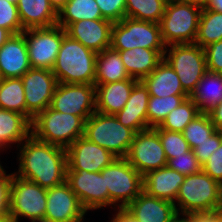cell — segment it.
Masks as SVG:
<instances>
[{
    "label": "cell",
    "instance_id": "52a82bcc",
    "mask_svg": "<svg viewBox=\"0 0 222 222\" xmlns=\"http://www.w3.org/2000/svg\"><path fill=\"white\" fill-rule=\"evenodd\" d=\"M101 174L108 189L109 206L117 203L118 209H124L143 191V176L126 158H116Z\"/></svg>",
    "mask_w": 222,
    "mask_h": 222
},
{
    "label": "cell",
    "instance_id": "d6a6232c",
    "mask_svg": "<svg viewBox=\"0 0 222 222\" xmlns=\"http://www.w3.org/2000/svg\"><path fill=\"white\" fill-rule=\"evenodd\" d=\"M168 0H126V17L160 23Z\"/></svg>",
    "mask_w": 222,
    "mask_h": 222
},
{
    "label": "cell",
    "instance_id": "f35d334b",
    "mask_svg": "<svg viewBox=\"0 0 222 222\" xmlns=\"http://www.w3.org/2000/svg\"><path fill=\"white\" fill-rule=\"evenodd\" d=\"M167 166L185 176L198 173L202 170V165L199 163L192 149L184 152V154L168 159Z\"/></svg>",
    "mask_w": 222,
    "mask_h": 222
},
{
    "label": "cell",
    "instance_id": "5bb4252c",
    "mask_svg": "<svg viewBox=\"0 0 222 222\" xmlns=\"http://www.w3.org/2000/svg\"><path fill=\"white\" fill-rule=\"evenodd\" d=\"M50 107L86 121L96 111L95 85L58 83Z\"/></svg>",
    "mask_w": 222,
    "mask_h": 222
},
{
    "label": "cell",
    "instance_id": "7c38bea8",
    "mask_svg": "<svg viewBox=\"0 0 222 222\" xmlns=\"http://www.w3.org/2000/svg\"><path fill=\"white\" fill-rule=\"evenodd\" d=\"M126 159L142 176L167 166L158 132L149 128L136 133Z\"/></svg>",
    "mask_w": 222,
    "mask_h": 222
},
{
    "label": "cell",
    "instance_id": "d4e9b609",
    "mask_svg": "<svg viewBox=\"0 0 222 222\" xmlns=\"http://www.w3.org/2000/svg\"><path fill=\"white\" fill-rule=\"evenodd\" d=\"M142 82L148 88L150 96L189 95L182 88L177 73L165 59Z\"/></svg>",
    "mask_w": 222,
    "mask_h": 222
},
{
    "label": "cell",
    "instance_id": "7402d4cb",
    "mask_svg": "<svg viewBox=\"0 0 222 222\" xmlns=\"http://www.w3.org/2000/svg\"><path fill=\"white\" fill-rule=\"evenodd\" d=\"M184 179L185 175L164 166L143 176V191L150 196L173 202L177 208L175 199Z\"/></svg>",
    "mask_w": 222,
    "mask_h": 222
},
{
    "label": "cell",
    "instance_id": "c3c4849f",
    "mask_svg": "<svg viewBox=\"0 0 222 222\" xmlns=\"http://www.w3.org/2000/svg\"><path fill=\"white\" fill-rule=\"evenodd\" d=\"M170 1L176 2V3L190 4V5L197 6L201 9H204L206 8L209 0H170Z\"/></svg>",
    "mask_w": 222,
    "mask_h": 222
},
{
    "label": "cell",
    "instance_id": "8992f818",
    "mask_svg": "<svg viewBox=\"0 0 222 222\" xmlns=\"http://www.w3.org/2000/svg\"><path fill=\"white\" fill-rule=\"evenodd\" d=\"M201 11L197 6L168 0L159 23L164 45L194 43Z\"/></svg>",
    "mask_w": 222,
    "mask_h": 222
},
{
    "label": "cell",
    "instance_id": "db71d44e",
    "mask_svg": "<svg viewBox=\"0 0 222 222\" xmlns=\"http://www.w3.org/2000/svg\"><path fill=\"white\" fill-rule=\"evenodd\" d=\"M218 212V221L222 222V205L216 209Z\"/></svg>",
    "mask_w": 222,
    "mask_h": 222
},
{
    "label": "cell",
    "instance_id": "bcb514c9",
    "mask_svg": "<svg viewBox=\"0 0 222 222\" xmlns=\"http://www.w3.org/2000/svg\"><path fill=\"white\" fill-rule=\"evenodd\" d=\"M208 115L216 127V130L222 132V102L209 111Z\"/></svg>",
    "mask_w": 222,
    "mask_h": 222
},
{
    "label": "cell",
    "instance_id": "e575fe53",
    "mask_svg": "<svg viewBox=\"0 0 222 222\" xmlns=\"http://www.w3.org/2000/svg\"><path fill=\"white\" fill-rule=\"evenodd\" d=\"M190 95H172L167 97L150 96L148 101V129L159 126L166 116L178 107Z\"/></svg>",
    "mask_w": 222,
    "mask_h": 222
},
{
    "label": "cell",
    "instance_id": "681fc988",
    "mask_svg": "<svg viewBox=\"0 0 222 222\" xmlns=\"http://www.w3.org/2000/svg\"><path fill=\"white\" fill-rule=\"evenodd\" d=\"M206 9L222 13V0H209Z\"/></svg>",
    "mask_w": 222,
    "mask_h": 222
},
{
    "label": "cell",
    "instance_id": "11a10c76",
    "mask_svg": "<svg viewBox=\"0 0 222 222\" xmlns=\"http://www.w3.org/2000/svg\"><path fill=\"white\" fill-rule=\"evenodd\" d=\"M0 222H12L10 216H0Z\"/></svg>",
    "mask_w": 222,
    "mask_h": 222
},
{
    "label": "cell",
    "instance_id": "e0dca14e",
    "mask_svg": "<svg viewBox=\"0 0 222 222\" xmlns=\"http://www.w3.org/2000/svg\"><path fill=\"white\" fill-rule=\"evenodd\" d=\"M67 170L101 172L117 157L105 148L87 140L84 136L76 139L67 149Z\"/></svg>",
    "mask_w": 222,
    "mask_h": 222
},
{
    "label": "cell",
    "instance_id": "816d5d0a",
    "mask_svg": "<svg viewBox=\"0 0 222 222\" xmlns=\"http://www.w3.org/2000/svg\"><path fill=\"white\" fill-rule=\"evenodd\" d=\"M12 34L2 27H0V48L10 38Z\"/></svg>",
    "mask_w": 222,
    "mask_h": 222
},
{
    "label": "cell",
    "instance_id": "4fadbf2b",
    "mask_svg": "<svg viewBox=\"0 0 222 222\" xmlns=\"http://www.w3.org/2000/svg\"><path fill=\"white\" fill-rule=\"evenodd\" d=\"M25 92L26 117L33 118L50 106L58 85L52 70L30 68L22 77Z\"/></svg>",
    "mask_w": 222,
    "mask_h": 222
},
{
    "label": "cell",
    "instance_id": "30bf717a",
    "mask_svg": "<svg viewBox=\"0 0 222 222\" xmlns=\"http://www.w3.org/2000/svg\"><path fill=\"white\" fill-rule=\"evenodd\" d=\"M47 189L13 173L10 189L9 216L12 222L29 218L31 222H43L46 212Z\"/></svg>",
    "mask_w": 222,
    "mask_h": 222
},
{
    "label": "cell",
    "instance_id": "4316f807",
    "mask_svg": "<svg viewBox=\"0 0 222 222\" xmlns=\"http://www.w3.org/2000/svg\"><path fill=\"white\" fill-rule=\"evenodd\" d=\"M31 135V121L24 115L0 109V150L10 144L21 143ZM20 143V144H19Z\"/></svg>",
    "mask_w": 222,
    "mask_h": 222
},
{
    "label": "cell",
    "instance_id": "f1b7e54d",
    "mask_svg": "<svg viewBox=\"0 0 222 222\" xmlns=\"http://www.w3.org/2000/svg\"><path fill=\"white\" fill-rule=\"evenodd\" d=\"M133 79L127 73L119 51L107 48L97 53L94 84H107Z\"/></svg>",
    "mask_w": 222,
    "mask_h": 222
},
{
    "label": "cell",
    "instance_id": "83f0119b",
    "mask_svg": "<svg viewBox=\"0 0 222 222\" xmlns=\"http://www.w3.org/2000/svg\"><path fill=\"white\" fill-rule=\"evenodd\" d=\"M200 113H208L222 102V74L207 71L189 96Z\"/></svg>",
    "mask_w": 222,
    "mask_h": 222
},
{
    "label": "cell",
    "instance_id": "7a4b0ae2",
    "mask_svg": "<svg viewBox=\"0 0 222 222\" xmlns=\"http://www.w3.org/2000/svg\"><path fill=\"white\" fill-rule=\"evenodd\" d=\"M96 60V52L66 34L52 72L58 83L94 85Z\"/></svg>",
    "mask_w": 222,
    "mask_h": 222
},
{
    "label": "cell",
    "instance_id": "f546056e",
    "mask_svg": "<svg viewBox=\"0 0 222 222\" xmlns=\"http://www.w3.org/2000/svg\"><path fill=\"white\" fill-rule=\"evenodd\" d=\"M95 19H103L95 0H68L58 12L57 25L66 29L71 23Z\"/></svg>",
    "mask_w": 222,
    "mask_h": 222
},
{
    "label": "cell",
    "instance_id": "d6986e66",
    "mask_svg": "<svg viewBox=\"0 0 222 222\" xmlns=\"http://www.w3.org/2000/svg\"><path fill=\"white\" fill-rule=\"evenodd\" d=\"M123 210L137 222H171L178 215L173 202L150 196L144 191Z\"/></svg>",
    "mask_w": 222,
    "mask_h": 222
},
{
    "label": "cell",
    "instance_id": "836d02e7",
    "mask_svg": "<svg viewBox=\"0 0 222 222\" xmlns=\"http://www.w3.org/2000/svg\"><path fill=\"white\" fill-rule=\"evenodd\" d=\"M200 114L199 108L190 98H186L178 107L172 110L163 122L154 129H165L172 132H183L184 128Z\"/></svg>",
    "mask_w": 222,
    "mask_h": 222
},
{
    "label": "cell",
    "instance_id": "8d00e7d4",
    "mask_svg": "<svg viewBox=\"0 0 222 222\" xmlns=\"http://www.w3.org/2000/svg\"><path fill=\"white\" fill-rule=\"evenodd\" d=\"M161 140L167 160L190 150L188 142L181 132L155 129Z\"/></svg>",
    "mask_w": 222,
    "mask_h": 222
},
{
    "label": "cell",
    "instance_id": "cb8c5ba5",
    "mask_svg": "<svg viewBox=\"0 0 222 222\" xmlns=\"http://www.w3.org/2000/svg\"><path fill=\"white\" fill-rule=\"evenodd\" d=\"M165 50L135 48L119 51V55L129 76L138 81L147 77L164 59Z\"/></svg>",
    "mask_w": 222,
    "mask_h": 222
},
{
    "label": "cell",
    "instance_id": "603a6c76",
    "mask_svg": "<svg viewBox=\"0 0 222 222\" xmlns=\"http://www.w3.org/2000/svg\"><path fill=\"white\" fill-rule=\"evenodd\" d=\"M137 82L136 79H126L107 84H94L96 111L108 115L120 112Z\"/></svg>",
    "mask_w": 222,
    "mask_h": 222
},
{
    "label": "cell",
    "instance_id": "ac0fdd59",
    "mask_svg": "<svg viewBox=\"0 0 222 222\" xmlns=\"http://www.w3.org/2000/svg\"><path fill=\"white\" fill-rule=\"evenodd\" d=\"M113 23L106 19L81 20L71 23L66 34L79 41L86 48L100 53L111 47V29Z\"/></svg>",
    "mask_w": 222,
    "mask_h": 222
},
{
    "label": "cell",
    "instance_id": "f5cc1de1",
    "mask_svg": "<svg viewBox=\"0 0 222 222\" xmlns=\"http://www.w3.org/2000/svg\"><path fill=\"white\" fill-rule=\"evenodd\" d=\"M181 216H184V217L180 218V214H178L171 222H191L189 217L186 214L181 215Z\"/></svg>",
    "mask_w": 222,
    "mask_h": 222
},
{
    "label": "cell",
    "instance_id": "7dc6e473",
    "mask_svg": "<svg viewBox=\"0 0 222 222\" xmlns=\"http://www.w3.org/2000/svg\"><path fill=\"white\" fill-rule=\"evenodd\" d=\"M110 222H137L123 209H118L114 218Z\"/></svg>",
    "mask_w": 222,
    "mask_h": 222
},
{
    "label": "cell",
    "instance_id": "9a60e30c",
    "mask_svg": "<svg viewBox=\"0 0 222 222\" xmlns=\"http://www.w3.org/2000/svg\"><path fill=\"white\" fill-rule=\"evenodd\" d=\"M66 182L86 211L109 205L108 189L101 172L67 170Z\"/></svg>",
    "mask_w": 222,
    "mask_h": 222
},
{
    "label": "cell",
    "instance_id": "ffe728a7",
    "mask_svg": "<svg viewBox=\"0 0 222 222\" xmlns=\"http://www.w3.org/2000/svg\"><path fill=\"white\" fill-rule=\"evenodd\" d=\"M31 68L24 33L11 35L0 48L2 79L21 78Z\"/></svg>",
    "mask_w": 222,
    "mask_h": 222
},
{
    "label": "cell",
    "instance_id": "277c9868",
    "mask_svg": "<svg viewBox=\"0 0 222 222\" xmlns=\"http://www.w3.org/2000/svg\"><path fill=\"white\" fill-rule=\"evenodd\" d=\"M176 201L178 214L214 211L222 205V185L201 170L185 176Z\"/></svg>",
    "mask_w": 222,
    "mask_h": 222
},
{
    "label": "cell",
    "instance_id": "ee69618b",
    "mask_svg": "<svg viewBox=\"0 0 222 222\" xmlns=\"http://www.w3.org/2000/svg\"><path fill=\"white\" fill-rule=\"evenodd\" d=\"M12 179L13 173L6 175V170L0 171V216H9Z\"/></svg>",
    "mask_w": 222,
    "mask_h": 222
},
{
    "label": "cell",
    "instance_id": "60d3db41",
    "mask_svg": "<svg viewBox=\"0 0 222 222\" xmlns=\"http://www.w3.org/2000/svg\"><path fill=\"white\" fill-rule=\"evenodd\" d=\"M222 132L216 131L206 141L200 143L196 148L192 149L199 163L203 165L211 154L221 145Z\"/></svg>",
    "mask_w": 222,
    "mask_h": 222
},
{
    "label": "cell",
    "instance_id": "8fae6325",
    "mask_svg": "<svg viewBox=\"0 0 222 222\" xmlns=\"http://www.w3.org/2000/svg\"><path fill=\"white\" fill-rule=\"evenodd\" d=\"M31 68L52 70L66 31L59 25L23 31ZM29 36V37H28Z\"/></svg>",
    "mask_w": 222,
    "mask_h": 222
},
{
    "label": "cell",
    "instance_id": "484cf974",
    "mask_svg": "<svg viewBox=\"0 0 222 222\" xmlns=\"http://www.w3.org/2000/svg\"><path fill=\"white\" fill-rule=\"evenodd\" d=\"M16 5L24 29L57 25L58 13L49 0H18Z\"/></svg>",
    "mask_w": 222,
    "mask_h": 222
},
{
    "label": "cell",
    "instance_id": "d590c367",
    "mask_svg": "<svg viewBox=\"0 0 222 222\" xmlns=\"http://www.w3.org/2000/svg\"><path fill=\"white\" fill-rule=\"evenodd\" d=\"M216 131L208 113H200L184 128L182 134L190 149H194Z\"/></svg>",
    "mask_w": 222,
    "mask_h": 222
},
{
    "label": "cell",
    "instance_id": "f6af8a7d",
    "mask_svg": "<svg viewBox=\"0 0 222 222\" xmlns=\"http://www.w3.org/2000/svg\"><path fill=\"white\" fill-rule=\"evenodd\" d=\"M191 222H219L218 212L214 211H203V212H191L186 214Z\"/></svg>",
    "mask_w": 222,
    "mask_h": 222
},
{
    "label": "cell",
    "instance_id": "9c48e42d",
    "mask_svg": "<svg viewBox=\"0 0 222 222\" xmlns=\"http://www.w3.org/2000/svg\"><path fill=\"white\" fill-rule=\"evenodd\" d=\"M169 47L170 50L165 48L164 59L177 73L182 88L191 95L207 72L205 50L195 43L173 44Z\"/></svg>",
    "mask_w": 222,
    "mask_h": 222
},
{
    "label": "cell",
    "instance_id": "9f6ffc18",
    "mask_svg": "<svg viewBox=\"0 0 222 222\" xmlns=\"http://www.w3.org/2000/svg\"><path fill=\"white\" fill-rule=\"evenodd\" d=\"M6 1L13 3V4H17V2H18V0H6Z\"/></svg>",
    "mask_w": 222,
    "mask_h": 222
},
{
    "label": "cell",
    "instance_id": "44dd1931",
    "mask_svg": "<svg viewBox=\"0 0 222 222\" xmlns=\"http://www.w3.org/2000/svg\"><path fill=\"white\" fill-rule=\"evenodd\" d=\"M150 94L142 81H138L124 106L115 114L117 120L136 133L148 129L147 109Z\"/></svg>",
    "mask_w": 222,
    "mask_h": 222
},
{
    "label": "cell",
    "instance_id": "74e56055",
    "mask_svg": "<svg viewBox=\"0 0 222 222\" xmlns=\"http://www.w3.org/2000/svg\"><path fill=\"white\" fill-rule=\"evenodd\" d=\"M0 27L7 29L12 35L25 30L22 27L16 4L0 0Z\"/></svg>",
    "mask_w": 222,
    "mask_h": 222
},
{
    "label": "cell",
    "instance_id": "f907efd6",
    "mask_svg": "<svg viewBox=\"0 0 222 222\" xmlns=\"http://www.w3.org/2000/svg\"><path fill=\"white\" fill-rule=\"evenodd\" d=\"M68 0H49L54 10L58 13Z\"/></svg>",
    "mask_w": 222,
    "mask_h": 222
},
{
    "label": "cell",
    "instance_id": "ba28073f",
    "mask_svg": "<svg viewBox=\"0 0 222 222\" xmlns=\"http://www.w3.org/2000/svg\"><path fill=\"white\" fill-rule=\"evenodd\" d=\"M111 48L116 51L135 48L165 50L166 46L158 23L124 17L112 25Z\"/></svg>",
    "mask_w": 222,
    "mask_h": 222
},
{
    "label": "cell",
    "instance_id": "3957f363",
    "mask_svg": "<svg viewBox=\"0 0 222 222\" xmlns=\"http://www.w3.org/2000/svg\"><path fill=\"white\" fill-rule=\"evenodd\" d=\"M85 121L77 115L61 113L50 106L31 122V134L38 140L67 149L84 135Z\"/></svg>",
    "mask_w": 222,
    "mask_h": 222
},
{
    "label": "cell",
    "instance_id": "1f68e13d",
    "mask_svg": "<svg viewBox=\"0 0 222 222\" xmlns=\"http://www.w3.org/2000/svg\"><path fill=\"white\" fill-rule=\"evenodd\" d=\"M0 109L15 111L26 116L25 92L21 78L1 79Z\"/></svg>",
    "mask_w": 222,
    "mask_h": 222
},
{
    "label": "cell",
    "instance_id": "2e32d148",
    "mask_svg": "<svg viewBox=\"0 0 222 222\" xmlns=\"http://www.w3.org/2000/svg\"><path fill=\"white\" fill-rule=\"evenodd\" d=\"M86 212L66 181L47 189L43 222H82Z\"/></svg>",
    "mask_w": 222,
    "mask_h": 222
},
{
    "label": "cell",
    "instance_id": "6da1fadb",
    "mask_svg": "<svg viewBox=\"0 0 222 222\" xmlns=\"http://www.w3.org/2000/svg\"><path fill=\"white\" fill-rule=\"evenodd\" d=\"M21 144L19 169L15 175L45 189L66 181L68 165L65 148L40 141L32 134Z\"/></svg>",
    "mask_w": 222,
    "mask_h": 222
},
{
    "label": "cell",
    "instance_id": "ab89813d",
    "mask_svg": "<svg viewBox=\"0 0 222 222\" xmlns=\"http://www.w3.org/2000/svg\"><path fill=\"white\" fill-rule=\"evenodd\" d=\"M103 19L117 23L126 17V0H95Z\"/></svg>",
    "mask_w": 222,
    "mask_h": 222
},
{
    "label": "cell",
    "instance_id": "4dcf8cb0",
    "mask_svg": "<svg viewBox=\"0 0 222 222\" xmlns=\"http://www.w3.org/2000/svg\"><path fill=\"white\" fill-rule=\"evenodd\" d=\"M222 40V13L202 9L194 43L205 48L211 43Z\"/></svg>",
    "mask_w": 222,
    "mask_h": 222
},
{
    "label": "cell",
    "instance_id": "b9f144b4",
    "mask_svg": "<svg viewBox=\"0 0 222 222\" xmlns=\"http://www.w3.org/2000/svg\"><path fill=\"white\" fill-rule=\"evenodd\" d=\"M206 54L207 71L222 74V40L211 43L204 48Z\"/></svg>",
    "mask_w": 222,
    "mask_h": 222
},
{
    "label": "cell",
    "instance_id": "5b68a950",
    "mask_svg": "<svg viewBox=\"0 0 222 222\" xmlns=\"http://www.w3.org/2000/svg\"><path fill=\"white\" fill-rule=\"evenodd\" d=\"M136 132L120 123L115 115L95 111L84 125V137L110 151L117 158H126Z\"/></svg>",
    "mask_w": 222,
    "mask_h": 222
},
{
    "label": "cell",
    "instance_id": "7bdbcfd3",
    "mask_svg": "<svg viewBox=\"0 0 222 222\" xmlns=\"http://www.w3.org/2000/svg\"><path fill=\"white\" fill-rule=\"evenodd\" d=\"M202 170L222 185V142L202 165Z\"/></svg>",
    "mask_w": 222,
    "mask_h": 222
}]
</instances>
